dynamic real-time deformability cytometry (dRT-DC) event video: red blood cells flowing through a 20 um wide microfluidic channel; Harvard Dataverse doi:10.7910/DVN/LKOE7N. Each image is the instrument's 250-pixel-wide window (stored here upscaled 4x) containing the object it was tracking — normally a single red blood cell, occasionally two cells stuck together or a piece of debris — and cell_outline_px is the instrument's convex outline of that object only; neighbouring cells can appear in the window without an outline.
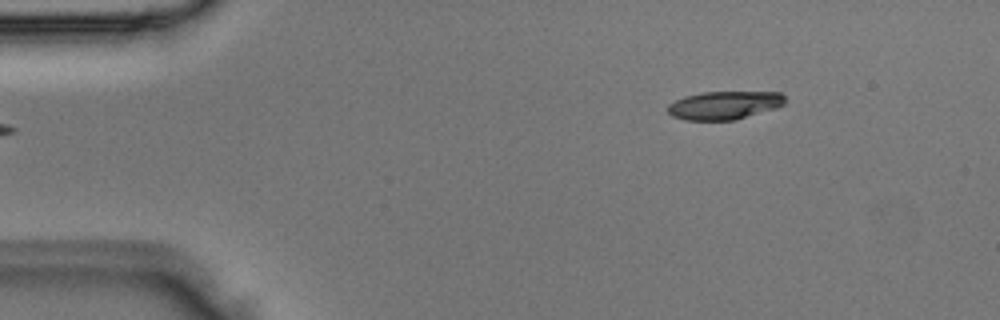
{"species": "Egyptian fruit bat (a non-hibernating species)", "species_latin": "Rousettus aegyptiacus", "temperature_condition": "room temperature", "stored_images_in_passage": 2, "camera_frame_rate_fps": 3000, "um_per_image_px": 0.085, "animal": {"sex": "male"}, "frame": {"image": 1, "passage_image": 2, "time_ms": 0.333, "image_size_px": [1000, 320], "cell_outline_px": [[784, 104], [776, 108], [736, 120], [684, 120], [672, 116], [668, 112], [668, 104], [684, 96], [700, 92], [780, 92], [784, 96]], "centroid_in_image_um": [61.55, 8.95], "position_along_channel_um": 23.4, "area_um2": 19.36}}